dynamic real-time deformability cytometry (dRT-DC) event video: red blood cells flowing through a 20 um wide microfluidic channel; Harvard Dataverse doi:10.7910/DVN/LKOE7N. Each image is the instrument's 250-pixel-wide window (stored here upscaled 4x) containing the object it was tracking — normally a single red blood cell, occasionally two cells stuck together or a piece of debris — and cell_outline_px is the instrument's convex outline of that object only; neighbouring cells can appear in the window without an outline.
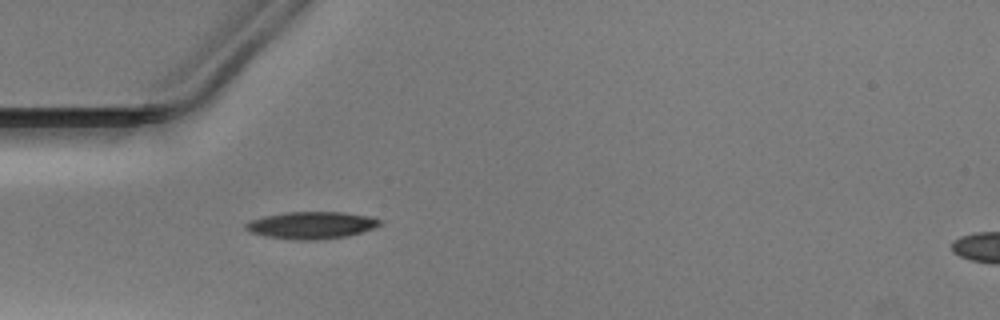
{"species": "Egyptian fruit bat (a non-hibernating species)", "species_latin": "Rousettus aegyptiacus", "temperature_condition": "warm", "stored_images_in_passage": 37, "camera_frame_rate_fps": 3000, "um_per_image_px": 0.085, "animal": {"sex": "male"}, "frame": {"image": 1, "passage_image": 1, "time_ms": 0.0, "image_size_px": [1000, 320], "cell_outline_px": [[384, 224], [348, 236], [316, 240], [300, 240], [264, 236], [248, 232], [244, 228], [244, 224], [248, 220], [264, 216], [284, 212], [344, 212], [372, 216], [384, 220]], "centroid_in_image_um": [26.47, 19.13], "position_along_channel_um": 58.5, "area_um2": 21.56}}
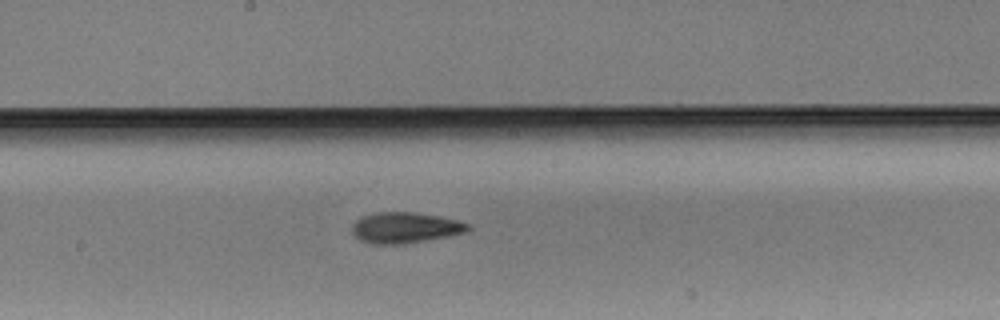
{"frame": {"image": 2, "passage_image": 13, "time_ms": 4.0, "image_size_px": [1000, 320], "cell_outline_px": [[472, 228], [468, 232], [448, 236], [400, 244], [372, 244], [360, 240], [352, 232], [352, 224], [356, 220], [364, 216], [376, 212], [416, 212], [440, 216], [460, 220], [468, 224]], "centroid_in_image_um": [34.47, 19.34], "position_along_channel_um": 213.7, "area_um2": 20.87}}
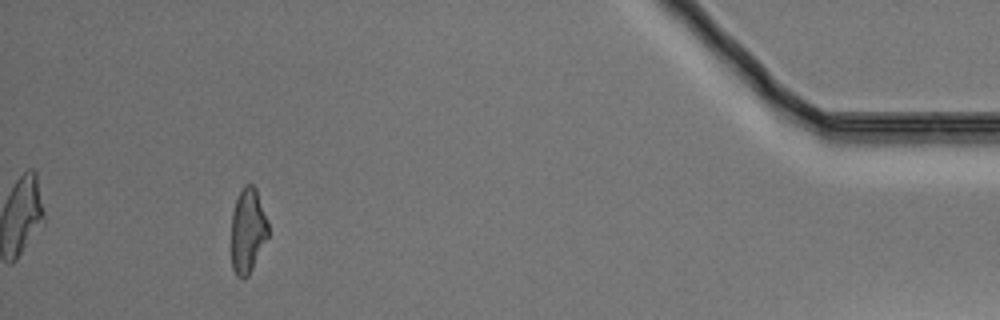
{"frame": {"image": 3, "passage_image": 33, "time_ms": 10.667, "image_size_px": [1000, 320], "cell_outline_px": [[268, 236], [248, 276], [244, 280], [236, 276], [232, 268], [232, 212], [236, 200], [244, 184], [252, 184], [256, 188], [268, 220]], "centroid_in_image_um": [21.06, 19.6], "position_along_channel_um": 414.1, "area_um2": 18.21}}